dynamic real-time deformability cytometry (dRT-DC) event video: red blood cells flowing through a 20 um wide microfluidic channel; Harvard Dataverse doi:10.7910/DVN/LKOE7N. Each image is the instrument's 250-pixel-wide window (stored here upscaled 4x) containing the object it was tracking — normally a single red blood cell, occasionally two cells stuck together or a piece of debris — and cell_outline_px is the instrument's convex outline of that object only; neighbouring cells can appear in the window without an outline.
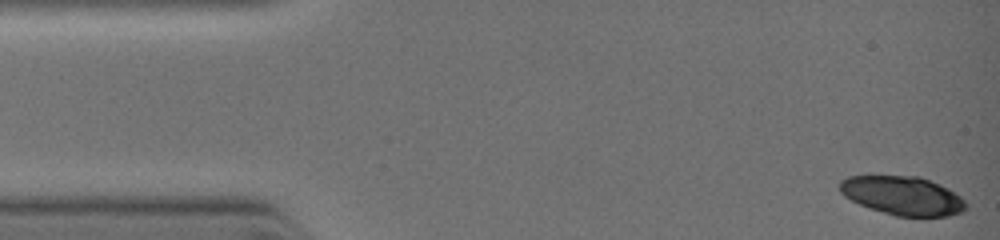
{"species": "common noctule bat (a hibernating species)", "species_latin": "Nyctalus noctula", "temperature_condition": "warm", "stored_images_in_passage": 25, "camera_frame_rate_fps": 3000, "um_per_image_px": 0.085, "animal": {"sex": "female", "body_mass_g": 19.0, "forearm_length_mm": 51.5}, "frame": {"image": 1, "passage_image": 1, "time_ms": 0.0, "image_size_px": [1000, 240], "cell_outline_px": [[968, 208], [960, 212], [948, 216], [896, 216], [860, 204], [844, 196], [840, 192], [840, 180], [848, 176], [920, 176], [940, 184], [948, 188], [960, 196], [968, 204]], "centroid_in_image_um": [76.75, 16.62], "position_along_channel_um": 8.2, "area_um2": 28.38}}